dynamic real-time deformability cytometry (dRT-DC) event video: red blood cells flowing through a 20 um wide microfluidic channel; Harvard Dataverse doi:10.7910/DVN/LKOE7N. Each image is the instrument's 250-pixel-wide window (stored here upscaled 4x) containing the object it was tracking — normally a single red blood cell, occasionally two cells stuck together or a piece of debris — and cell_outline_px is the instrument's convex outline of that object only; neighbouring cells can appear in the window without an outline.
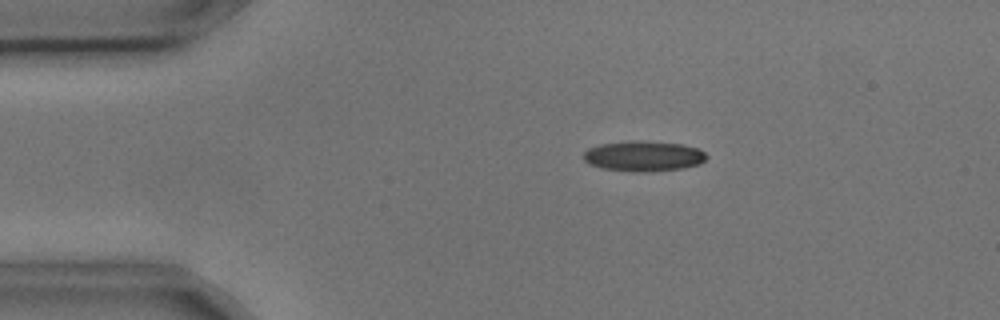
{"species": "common noctule bat (a hibernating species)", "species_latin": "Nyctalus noctula", "temperature_condition": "cold", "stored_images_in_passage": 4, "camera_frame_rate_fps": 3000, "um_per_image_px": 0.085, "animal": {"sex": "male", "body_mass_g": 17.9, "forearm_length_mm": 54.2}, "frame": {"image": 1, "passage_image": 2, "time_ms": 0.333, "image_size_px": [1000, 320], "cell_outline_px": [[708, 156], [700, 164], [684, 168], [652, 172], [632, 172], [600, 168], [588, 164], [584, 160], [584, 152], [588, 148], [600, 144], [628, 140], [644, 140], [680, 144], [696, 148], [704, 152]], "centroid_in_image_um": [54.67, 13.27], "position_along_channel_um": 30.3, "area_um2": 22.14}}